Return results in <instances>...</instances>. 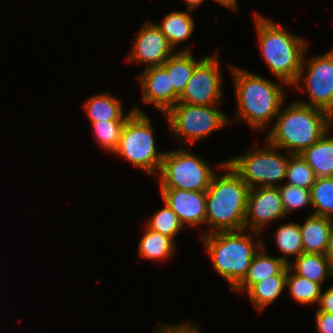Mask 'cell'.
Instances as JSON below:
<instances>
[{"label":"cell","mask_w":333,"mask_h":333,"mask_svg":"<svg viewBox=\"0 0 333 333\" xmlns=\"http://www.w3.org/2000/svg\"><path fill=\"white\" fill-rule=\"evenodd\" d=\"M316 312L333 314V285L325 291L322 290L320 301Z\"/></svg>","instance_id":"d6a6232c"},{"label":"cell","mask_w":333,"mask_h":333,"mask_svg":"<svg viewBox=\"0 0 333 333\" xmlns=\"http://www.w3.org/2000/svg\"><path fill=\"white\" fill-rule=\"evenodd\" d=\"M84 109L89 122L126 121L135 112L131 108L125 114L121 99L111 95L109 91L90 96L84 104Z\"/></svg>","instance_id":"e0dca14e"},{"label":"cell","mask_w":333,"mask_h":333,"mask_svg":"<svg viewBox=\"0 0 333 333\" xmlns=\"http://www.w3.org/2000/svg\"><path fill=\"white\" fill-rule=\"evenodd\" d=\"M221 105H191L176 103L166 114L165 120L174 140L183 147L209 137L214 131L235 123L221 110Z\"/></svg>","instance_id":"52a82bcc"},{"label":"cell","mask_w":333,"mask_h":333,"mask_svg":"<svg viewBox=\"0 0 333 333\" xmlns=\"http://www.w3.org/2000/svg\"><path fill=\"white\" fill-rule=\"evenodd\" d=\"M220 170L224 174L216 172L206 190V225L209 230L201 235L244 229L250 188L226 161Z\"/></svg>","instance_id":"3957f363"},{"label":"cell","mask_w":333,"mask_h":333,"mask_svg":"<svg viewBox=\"0 0 333 333\" xmlns=\"http://www.w3.org/2000/svg\"><path fill=\"white\" fill-rule=\"evenodd\" d=\"M260 234L242 229L200 236L213 269L227 282L231 292L244 280L254 255L263 246Z\"/></svg>","instance_id":"277c9868"},{"label":"cell","mask_w":333,"mask_h":333,"mask_svg":"<svg viewBox=\"0 0 333 333\" xmlns=\"http://www.w3.org/2000/svg\"><path fill=\"white\" fill-rule=\"evenodd\" d=\"M254 18L264 63L279 81L291 87L299 77L309 44L258 12H254Z\"/></svg>","instance_id":"5b68a950"},{"label":"cell","mask_w":333,"mask_h":333,"mask_svg":"<svg viewBox=\"0 0 333 333\" xmlns=\"http://www.w3.org/2000/svg\"><path fill=\"white\" fill-rule=\"evenodd\" d=\"M145 225L151 230L160 232L174 241L184 227L178 216L165 201L163 208L153 213V216H150Z\"/></svg>","instance_id":"f1b7e54d"},{"label":"cell","mask_w":333,"mask_h":333,"mask_svg":"<svg viewBox=\"0 0 333 333\" xmlns=\"http://www.w3.org/2000/svg\"><path fill=\"white\" fill-rule=\"evenodd\" d=\"M275 243L279 251L282 253L278 256L286 264L290 261L287 259L288 256L299 257L303 252V243L300 232V226L297 222H290L279 225L275 231ZM284 255V256H283Z\"/></svg>","instance_id":"484cf974"},{"label":"cell","mask_w":333,"mask_h":333,"mask_svg":"<svg viewBox=\"0 0 333 333\" xmlns=\"http://www.w3.org/2000/svg\"><path fill=\"white\" fill-rule=\"evenodd\" d=\"M291 87L307 93V101H296L322 109L333 117V47L309 59L304 54L299 77Z\"/></svg>","instance_id":"30bf717a"},{"label":"cell","mask_w":333,"mask_h":333,"mask_svg":"<svg viewBox=\"0 0 333 333\" xmlns=\"http://www.w3.org/2000/svg\"><path fill=\"white\" fill-rule=\"evenodd\" d=\"M287 275L270 276L255 283L246 293L251 304L261 313L280 298L286 288Z\"/></svg>","instance_id":"cb8c5ba5"},{"label":"cell","mask_w":333,"mask_h":333,"mask_svg":"<svg viewBox=\"0 0 333 333\" xmlns=\"http://www.w3.org/2000/svg\"><path fill=\"white\" fill-rule=\"evenodd\" d=\"M295 261V262H294ZM290 262L288 266L297 274L312 282L324 284L333 279V263L325 254L305 253Z\"/></svg>","instance_id":"ffe728a7"},{"label":"cell","mask_w":333,"mask_h":333,"mask_svg":"<svg viewBox=\"0 0 333 333\" xmlns=\"http://www.w3.org/2000/svg\"><path fill=\"white\" fill-rule=\"evenodd\" d=\"M325 255L333 263V220H332L331 232H330V236H329V243H328V247H327Z\"/></svg>","instance_id":"8d00e7d4"},{"label":"cell","mask_w":333,"mask_h":333,"mask_svg":"<svg viewBox=\"0 0 333 333\" xmlns=\"http://www.w3.org/2000/svg\"><path fill=\"white\" fill-rule=\"evenodd\" d=\"M144 233L138 244V254L147 260L167 261L177 250L176 243L168 236L153 231L146 225L143 227Z\"/></svg>","instance_id":"44dd1931"},{"label":"cell","mask_w":333,"mask_h":333,"mask_svg":"<svg viewBox=\"0 0 333 333\" xmlns=\"http://www.w3.org/2000/svg\"><path fill=\"white\" fill-rule=\"evenodd\" d=\"M225 162L212 168L201 156L191 150L175 149L165 151L162 165L156 180L160 189H180L187 191H206L216 170ZM158 178V179H157Z\"/></svg>","instance_id":"ba28073f"},{"label":"cell","mask_w":333,"mask_h":333,"mask_svg":"<svg viewBox=\"0 0 333 333\" xmlns=\"http://www.w3.org/2000/svg\"><path fill=\"white\" fill-rule=\"evenodd\" d=\"M138 79L143 102L154 105L163 115L178 103L179 95L174 91L168 71L163 66L143 69Z\"/></svg>","instance_id":"5bb4252c"},{"label":"cell","mask_w":333,"mask_h":333,"mask_svg":"<svg viewBox=\"0 0 333 333\" xmlns=\"http://www.w3.org/2000/svg\"><path fill=\"white\" fill-rule=\"evenodd\" d=\"M203 58L197 60L192 52H175L164 63L163 67L168 71L174 91L180 96L188 81L191 79L195 66Z\"/></svg>","instance_id":"603a6c76"},{"label":"cell","mask_w":333,"mask_h":333,"mask_svg":"<svg viewBox=\"0 0 333 333\" xmlns=\"http://www.w3.org/2000/svg\"><path fill=\"white\" fill-rule=\"evenodd\" d=\"M230 71L237 103L235 118L247 123L251 129L266 130L285 104L286 92L282 85H289L283 81L274 82L240 67L230 65Z\"/></svg>","instance_id":"6da1fadb"},{"label":"cell","mask_w":333,"mask_h":333,"mask_svg":"<svg viewBox=\"0 0 333 333\" xmlns=\"http://www.w3.org/2000/svg\"><path fill=\"white\" fill-rule=\"evenodd\" d=\"M156 325L157 326H155L156 328L153 333H172V324H168V323L165 324V323H162L161 321H158L156 323Z\"/></svg>","instance_id":"d590c367"},{"label":"cell","mask_w":333,"mask_h":333,"mask_svg":"<svg viewBox=\"0 0 333 333\" xmlns=\"http://www.w3.org/2000/svg\"><path fill=\"white\" fill-rule=\"evenodd\" d=\"M172 333H204L199 325L193 324L192 321H183L179 324H172Z\"/></svg>","instance_id":"836d02e7"},{"label":"cell","mask_w":333,"mask_h":333,"mask_svg":"<svg viewBox=\"0 0 333 333\" xmlns=\"http://www.w3.org/2000/svg\"><path fill=\"white\" fill-rule=\"evenodd\" d=\"M214 2L219 3L220 5L226 7L227 9L233 10L235 13H237V0H213Z\"/></svg>","instance_id":"e575fe53"},{"label":"cell","mask_w":333,"mask_h":333,"mask_svg":"<svg viewBox=\"0 0 333 333\" xmlns=\"http://www.w3.org/2000/svg\"><path fill=\"white\" fill-rule=\"evenodd\" d=\"M332 220L310 213L302 224L299 223L305 253H326Z\"/></svg>","instance_id":"ac0fdd59"},{"label":"cell","mask_w":333,"mask_h":333,"mask_svg":"<svg viewBox=\"0 0 333 333\" xmlns=\"http://www.w3.org/2000/svg\"><path fill=\"white\" fill-rule=\"evenodd\" d=\"M160 190L162 200L175 212L184 227L206 225V191Z\"/></svg>","instance_id":"9a60e30c"},{"label":"cell","mask_w":333,"mask_h":333,"mask_svg":"<svg viewBox=\"0 0 333 333\" xmlns=\"http://www.w3.org/2000/svg\"><path fill=\"white\" fill-rule=\"evenodd\" d=\"M193 11H173L167 13L162 22L157 23L156 26L165 35L169 45L176 50V52H191V48H181L177 50V45L186 41L194 32L195 22L191 14ZM190 48V49H189Z\"/></svg>","instance_id":"d6986e66"},{"label":"cell","mask_w":333,"mask_h":333,"mask_svg":"<svg viewBox=\"0 0 333 333\" xmlns=\"http://www.w3.org/2000/svg\"><path fill=\"white\" fill-rule=\"evenodd\" d=\"M139 107L133 106L135 112L126 120L118 147L112 155L126 159L133 167L156 179L165 151L158 152L152 122Z\"/></svg>","instance_id":"8992f818"},{"label":"cell","mask_w":333,"mask_h":333,"mask_svg":"<svg viewBox=\"0 0 333 333\" xmlns=\"http://www.w3.org/2000/svg\"><path fill=\"white\" fill-rule=\"evenodd\" d=\"M316 178L314 170L300 154L289 155L285 184L311 189Z\"/></svg>","instance_id":"83f0119b"},{"label":"cell","mask_w":333,"mask_h":333,"mask_svg":"<svg viewBox=\"0 0 333 333\" xmlns=\"http://www.w3.org/2000/svg\"><path fill=\"white\" fill-rule=\"evenodd\" d=\"M218 49L208 54L195 66L178 102L191 105H222L223 76L221 75Z\"/></svg>","instance_id":"8fae6325"},{"label":"cell","mask_w":333,"mask_h":333,"mask_svg":"<svg viewBox=\"0 0 333 333\" xmlns=\"http://www.w3.org/2000/svg\"><path fill=\"white\" fill-rule=\"evenodd\" d=\"M286 216L278 187H255L249 190L244 229L263 233L268 223Z\"/></svg>","instance_id":"7c38bea8"},{"label":"cell","mask_w":333,"mask_h":333,"mask_svg":"<svg viewBox=\"0 0 333 333\" xmlns=\"http://www.w3.org/2000/svg\"><path fill=\"white\" fill-rule=\"evenodd\" d=\"M265 247L263 241V246L250 263L246 277L232 292L246 293L255 283L263 279L275 275H287L288 264L277 256H270Z\"/></svg>","instance_id":"2e32d148"},{"label":"cell","mask_w":333,"mask_h":333,"mask_svg":"<svg viewBox=\"0 0 333 333\" xmlns=\"http://www.w3.org/2000/svg\"><path fill=\"white\" fill-rule=\"evenodd\" d=\"M136 35L126 59L128 62L141 63L146 68L162 66L176 52L152 21L145 22Z\"/></svg>","instance_id":"4fadbf2b"},{"label":"cell","mask_w":333,"mask_h":333,"mask_svg":"<svg viewBox=\"0 0 333 333\" xmlns=\"http://www.w3.org/2000/svg\"><path fill=\"white\" fill-rule=\"evenodd\" d=\"M286 287L288 294L295 302L301 305L319 304L323 285L297 275L289 266L287 267Z\"/></svg>","instance_id":"d4e9b609"},{"label":"cell","mask_w":333,"mask_h":333,"mask_svg":"<svg viewBox=\"0 0 333 333\" xmlns=\"http://www.w3.org/2000/svg\"><path fill=\"white\" fill-rule=\"evenodd\" d=\"M310 192L312 214L333 219V177H317Z\"/></svg>","instance_id":"4316f807"},{"label":"cell","mask_w":333,"mask_h":333,"mask_svg":"<svg viewBox=\"0 0 333 333\" xmlns=\"http://www.w3.org/2000/svg\"><path fill=\"white\" fill-rule=\"evenodd\" d=\"M315 325L318 333H333V314L315 312Z\"/></svg>","instance_id":"1f68e13d"},{"label":"cell","mask_w":333,"mask_h":333,"mask_svg":"<svg viewBox=\"0 0 333 333\" xmlns=\"http://www.w3.org/2000/svg\"><path fill=\"white\" fill-rule=\"evenodd\" d=\"M187 3V10H196L205 0H184Z\"/></svg>","instance_id":"74e56055"},{"label":"cell","mask_w":333,"mask_h":333,"mask_svg":"<svg viewBox=\"0 0 333 333\" xmlns=\"http://www.w3.org/2000/svg\"><path fill=\"white\" fill-rule=\"evenodd\" d=\"M300 155L314 170L316 177H333V136H330V130Z\"/></svg>","instance_id":"7402d4cb"},{"label":"cell","mask_w":333,"mask_h":333,"mask_svg":"<svg viewBox=\"0 0 333 333\" xmlns=\"http://www.w3.org/2000/svg\"><path fill=\"white\" fill-rule=\"evenodd\" d=\"M126 121H96L90 122L93 134L99 146L107 153L113 154L117 149L121 131Z\"/></svg>","instance_id":"f546056e"},{"label":"cell","mask_w":333,"mask_h":333,"mask_svg":"<svg viewBox=\"0 0 333 333\" xmlns=\"http://www.w3.org/2000/svg\"><path fill=\"white\" fill-rule=\"evenodd\" d=\"M265 143L264 146L249 148L243 154L226 161L250 189L278 187L286 177L290 154L286 152L282 155L280 148L271 145L267 140Z\"/></svg>","instance_id":"9c48e42d"},{"label":"cell","mask_w":333,"mask_h":333,"mask_svg":"<svg viewBox=\"0 0 333 333\" xmlns=\"http://www.w3.org/2000/svg\"><path fill=\"white\" fill-rule=\"evenodd\" d=\"M284 106L269 127L266 140L289 154H301L333 127V117L322 109L298 101Z\"/></svg>","instance_id":"7a4b0ae2"},{"label":"cell","mask_w":333,"mask_h":333,"mask_svg":"<svg viewBox=\"0 0 333 333\" xmlns=\"http://www.w3.org/2000/svg\"><path fill=\"white\" fill-rule=\"evenodd\" d=\"M286 216L293 211H298L305 206L312 207L310 189L301 188L290 184L278 186Z\"/></svg>","instance_id":"4dcf8cb0"}]
</instances>
